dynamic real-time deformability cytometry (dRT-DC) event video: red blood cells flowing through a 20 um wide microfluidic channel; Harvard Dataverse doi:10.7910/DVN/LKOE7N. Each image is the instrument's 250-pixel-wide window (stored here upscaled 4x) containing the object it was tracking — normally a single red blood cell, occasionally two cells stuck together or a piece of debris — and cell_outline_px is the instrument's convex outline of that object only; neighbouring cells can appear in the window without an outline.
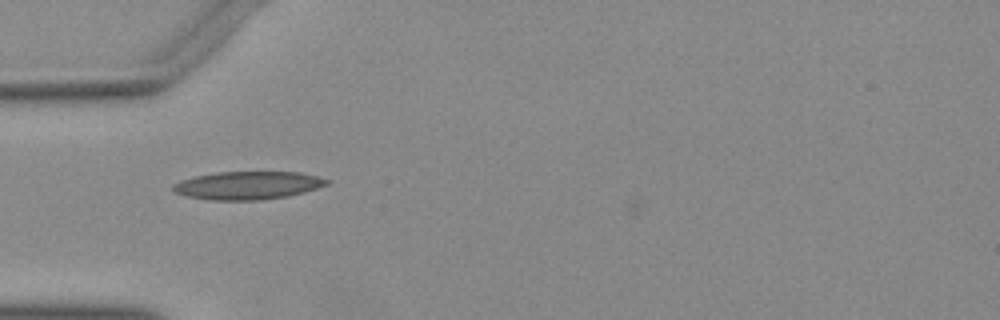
{"species": "Egyptian fruit bat (a non-hibernating species)", "species_latin": "Rousettus aegyptiacus", "temperature_condition": "warm", "stored_images_in_passage": 44, "camera_frame_rate_fps": 3000, "um_per_image_px": 0.085, "animal": {"sex": "female"}, "frame": {"image": 1, "passage_image": 8, "time_ms": 2.333, "image_size_px": [1000, 320], "cell_outline_px": [[332, 180], [328, 184], [304, 192], [288, 196], [260, 200], [208, 200], [184, 196], [176, 192], [172, 188], [172, 184], [180, 180], [196, 176], [216, 172], [300, 172]], "centroid_in_image_um": [21.05, 15.76], "position_along_channel_um": 64.0, "area_um2": 25.2}}
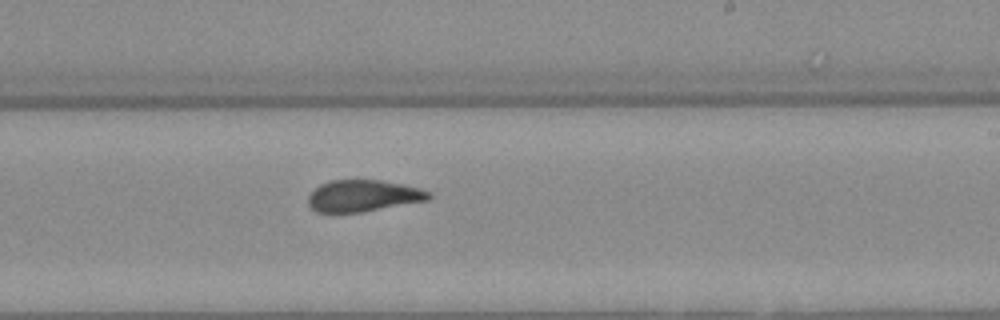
{"frame": {"image": 2, "passage_image": 23, "time_ms": 7.333, "image_size_px": [1000, 320], "cell_outline_px": [[432, 196], [428, 200], [364, 212], [316, 212], [308, 204], [308, 196], [320, 184], [332, 180], [380, 180], [420, 188], [428, 192]], "centroid_in_image_um": [30.86, 16.65], "position_along_channel_um": 258.1, "area_um2": 22.08}}
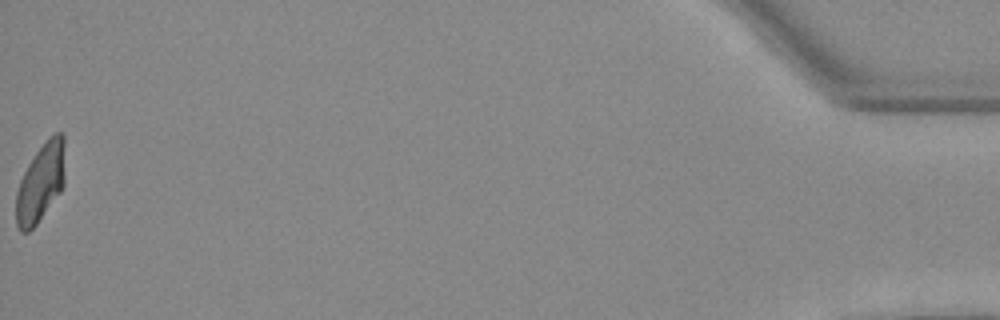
{"frame": {"image": 3, "passage_image": 44, "time_ms": 14.333, "image_size_px": [1000, 320], "cell_outline_px": [[64, 184], [60, 192], [36, 224], [28, 232], [20, 232], [16, 224], [16, 192], [20, 180], [28, 164], [36, 152], [48, 136], [56, 132], [60, 132], [64, 136]], "centroid_in_image_um": [3.45, 15.51], "position_along_channel_um": 431.8, "area_um2": 22.31}}